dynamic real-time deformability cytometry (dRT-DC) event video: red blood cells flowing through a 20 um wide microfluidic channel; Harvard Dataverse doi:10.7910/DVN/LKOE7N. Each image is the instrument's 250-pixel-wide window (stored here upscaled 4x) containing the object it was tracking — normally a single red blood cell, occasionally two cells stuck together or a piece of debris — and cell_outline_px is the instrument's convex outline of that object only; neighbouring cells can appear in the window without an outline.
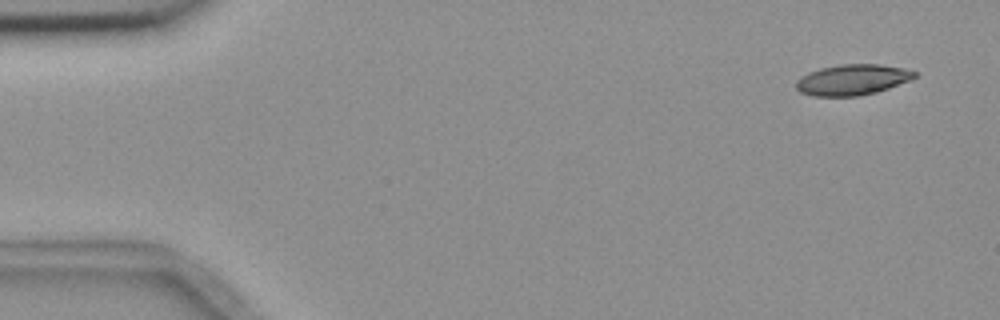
{"species": "common noctule bat (a hibernating species)", "species_latin": "Nyctalus noctula", "temperature_condition": "room temperature", "stored_images_in_passage": 8, "camera_frame_rate_fps": 3000, "um_per_image_px": 0.085, "animal": {"sex": "female", "body_mass_g": 18.4}, "frame": {"image": 1, "passage_image": 1, "time_ms": 0.0, "image_size_px": [1000, 320], "cell_outline_px": [[916, 76], [908, 80], [888, 88], [876, 92], [856, 96], [812, 96], [800, 92], [796, 88], [796, 80], [800, 76], [808, 72], [820, 68], [840, 64], [880, 64], [904, 68], [916, 72]], "centroid_in_image_um": [72.4, 6.77], "position_along_channel_um": 12.6, "area_um2": 21.15}}
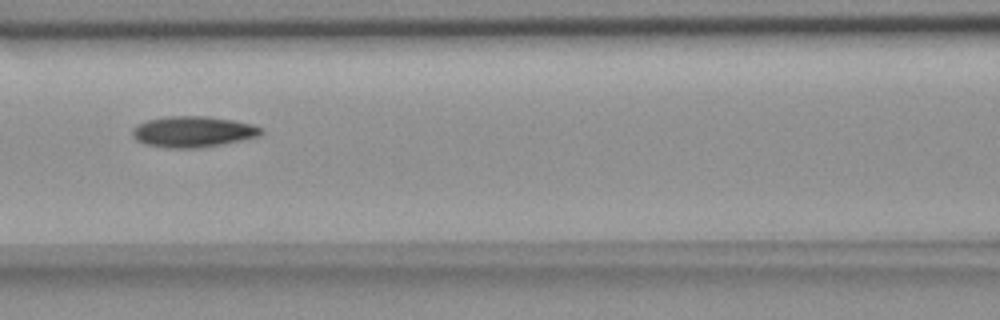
{"frame": {"image": 2, "passage_image": 6, "time_ms": 7.0, "image_size_px": [1000, 320], "cell_outline_px": [[264, 132], [260, 136], [220, 144], [196, 148], [168, 148], [144, 144], [136, 140], [132, 136], [132, 128], [136, 124], [148, 120], [168, 116], [208, 116], [232, 120], [252, 124], [264, 128]], "centroid_in_image_um": [16.39, 11.19], "position_along_channel_um": 150.2, "area_um2": 23.29}}
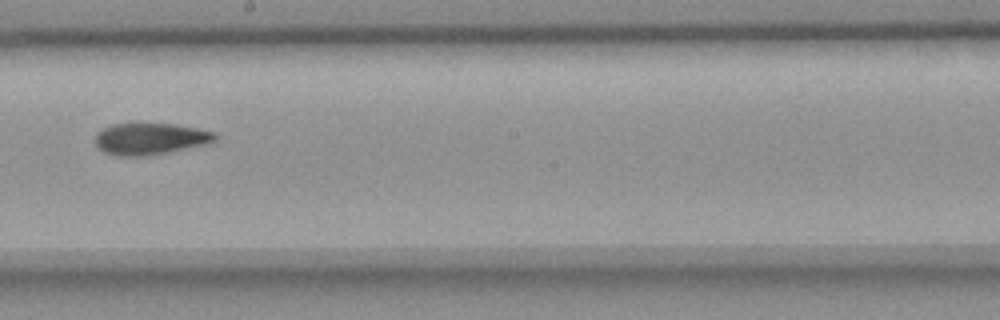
{"frame": {"image": 3, "passage_image": 8, "time_ms": 9.333, "image_size_px": [1000, 320], "cell_outline_px": [[216, 140], [208, 144], [148, 156], [116, 156], [104, 152], [96, 148], [96, 132], [112, 124], [136, 120], [172, 124], [196, 128], [216, 132]], "centroid_in_image_um": [12.72, 11.76], "position_along_channel_um": 235.5, "area_um2": 23.0}}